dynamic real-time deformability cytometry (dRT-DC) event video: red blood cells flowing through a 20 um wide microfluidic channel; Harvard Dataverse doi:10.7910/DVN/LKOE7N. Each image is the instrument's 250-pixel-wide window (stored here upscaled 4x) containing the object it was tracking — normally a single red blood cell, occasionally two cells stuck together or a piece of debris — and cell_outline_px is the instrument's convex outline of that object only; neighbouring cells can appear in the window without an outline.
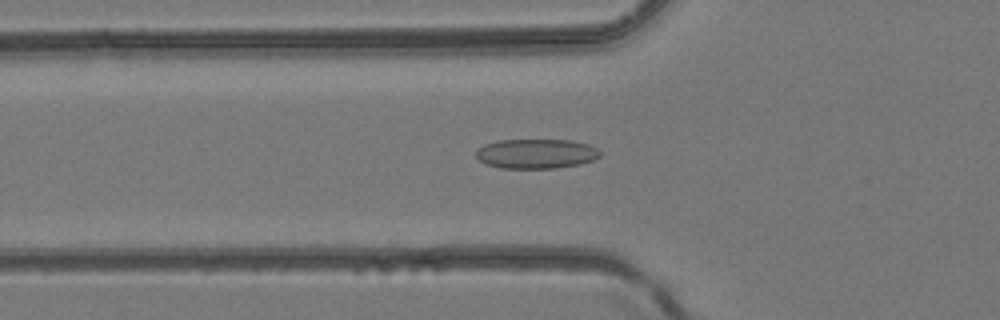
{"species": "common noctule bat (a hibernating species)", "species_latin": "Nyctalus noctula", "temperature_condition": "room temperature", "stored_images_in_passage": 42, "camera_frame_rate_fps": 3000, "um_per_image_px": 0.085, "animal": {"sex": "female", "body_mass_g": 24.6, "forearm_length_mm": 56.2}, "frame": {"image": 1, "passage_image": 15, "time_ms": 4.667, "image_size_px": [1000, 320], "cell_outline_px": [[600, 156], [592, 160], [580, 164], [556, 168], [500, 168], [484, 164], [476, 156], [476, 148], [484, 144], [500, 140], [572, 140], [588, 144], [596, 148], [600, 152]], "centroid_in_image_um": [45.54, 13.06], "position_along_channel_um": 80.3, "area_um2": 21.5}}
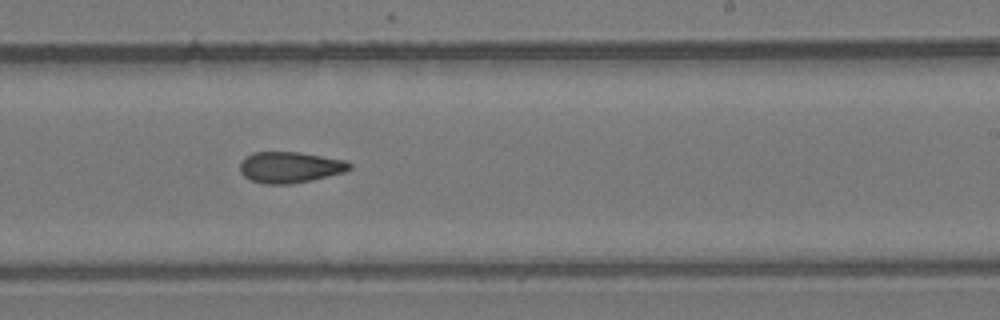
{"frame": {"image": 2, "passage_image": 26, "time_ms": 8.333, "image_size_px": [1000, 320], "cell_outline_px": [[352, 168], [344, 172], [312, 180], [292, 184], [264, 184], [252, 180], [244, 176], [240, 172], [240, 164], [252, 152], [300, 152], [344, 160], [352, 164]], "centroid_in_image_um": [24.66, 14.22], "position_along_channel_um": 264.3, "area_um2": 19.77}}
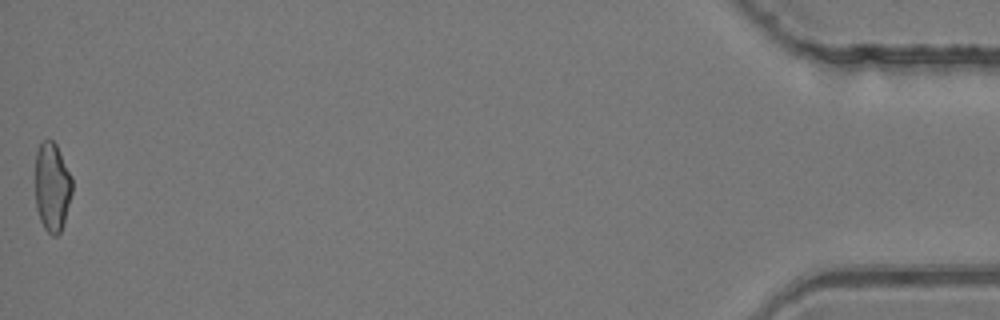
{"frame": {"image": 3, "passage_image": 42, "time_ms": 13.667, "image_size_px": [1000, 320], "cell_outline_px": [[72, 192], [64, 224], [60, 232], [56, 236], [52, 236], [44, 228], [40, 220], [36, 208], [36, 152], [40, 144], [44, 140], [52, 140], [56, 144], [72, 176]], "centroid_in_image_um": [4.44, 15.91], "position_along_channel_um": 430.8, "area_um2": 19.19}}